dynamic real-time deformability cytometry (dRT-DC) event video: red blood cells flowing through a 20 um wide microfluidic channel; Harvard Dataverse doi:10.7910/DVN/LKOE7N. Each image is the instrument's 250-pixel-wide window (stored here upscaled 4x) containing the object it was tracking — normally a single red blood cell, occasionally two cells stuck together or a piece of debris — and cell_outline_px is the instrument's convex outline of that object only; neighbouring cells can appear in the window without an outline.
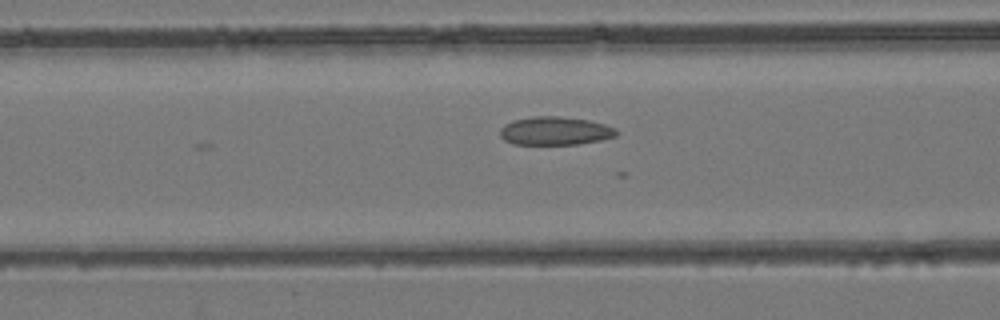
{"species": "common noctule bat (a hibernating species)", "species_latin": "Nyctalus noctula", "temperature_condition": "room temperature", "stored_images_in_passage": 20, "camera_frame_rate_fps": 3000, "um_per_image_px": 0.085, "animal": {"sex": "female", "body_mass_g": 24.6, "forearm_length_mm": 56.2}, "frame": {"image": 1, "passage_image": 16, "time_ms": 5.0, "image_size_px": [1000, 320], "cell_outline_px": [[620, 132], [616, 136], [600, 140], [576, 144], [512, 144], [504, 140], [500, 136], [500, 128], [504, 124], [512, 120], [532, 116], [560, 116], [588, 120], [604, 124], [616, 128]], "centroid_in_image_um": [47.17, 11.12], "position_along_channel_um": 119.4, "area_um2": 19.36}}
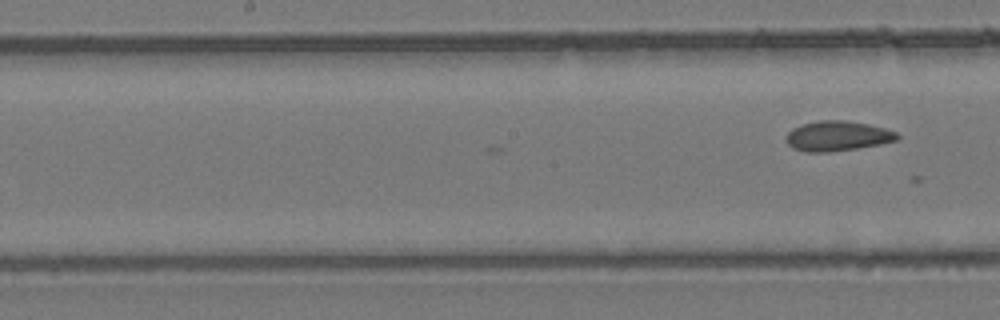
{"frame": {"image": 2, "passage_image": 20, "time_ms": 6.333, "image_size_px": [1000, 320], "cell_outline_px": [[900, 136], [896, 140], [880, 144], [856, 148], [828, 152], [804, 152], [792, 148], [788, 144], [784, 136], [792, 128], [804, 124], [820, 120], [844, 120], [868, 124], [884, 128], [896, 132]], "centroid_in_image_um": [71.14, 11.56], "position_along_channel_um": 177.1, "area_um2": 19.36}}